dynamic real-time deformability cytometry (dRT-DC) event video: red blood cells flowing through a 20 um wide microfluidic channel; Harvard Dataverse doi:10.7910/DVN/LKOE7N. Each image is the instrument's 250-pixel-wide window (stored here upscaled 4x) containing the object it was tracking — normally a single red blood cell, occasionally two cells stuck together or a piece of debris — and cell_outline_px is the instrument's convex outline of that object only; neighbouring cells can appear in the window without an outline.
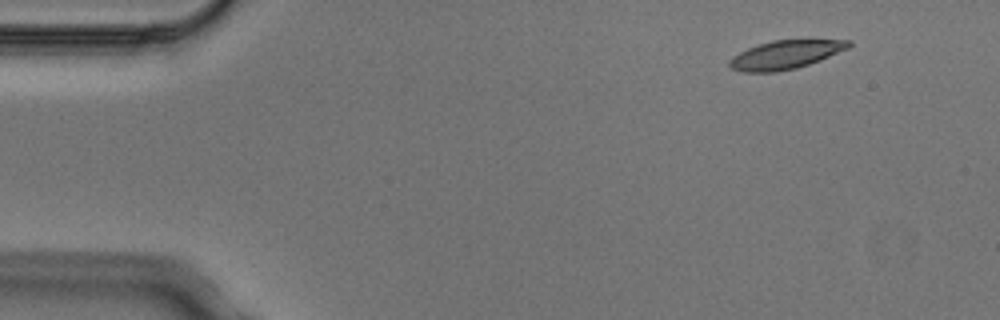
{"species": "Egyptian fruit bat (a non-hibernating species)", "species_latin": "Rousettus aegyptiacus", "temperature_condition": "cold", "stored_images_in_passage": 6, "camera_frame_rate_fps": 3000, "um_per_image_px": 0.085, "animal": {"sex": "male"}, "frame": {"image": 1, "passage_image": 1, "time_ms": 0.0, "image_size_px": [1000, 320], "cell_outline_px": [[852, 44], [848, 48], [820, 60], [796, 68], [776, 72], [744, 72], [732, 68], [728, 64], [728, 60], [732, 56], [748, 48], [772, 40], [852, 40]], "centroid_in_image_um": [66.75, 4.65], "position_along_channel_um": 18.3, "area_um2": 19.65}}
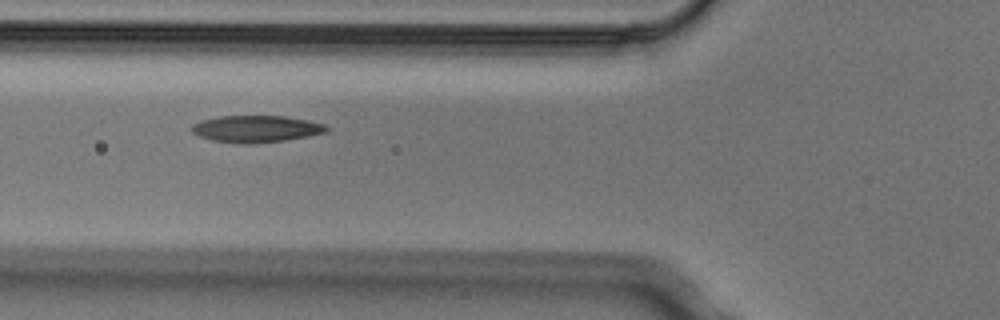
{"frame": {"image": 2, "passage_image": 5, "time_ms": 1.333, "image_size_px": [1000, 320], "cell_outline_px": [[328, 132], [308, 136], [284, 140], [252, 144], [240, 144], [212, 140], [200, 136], [192, 132], [188, 128], [192, 124], [200, 120], [220, 116], [284, 116], [308, 120], [324, 124], [328, 128]], "centroid_in_image_um": [21.73, 10.95], "position_along_channel_um": 104.1, "area_um2": 21.21}}
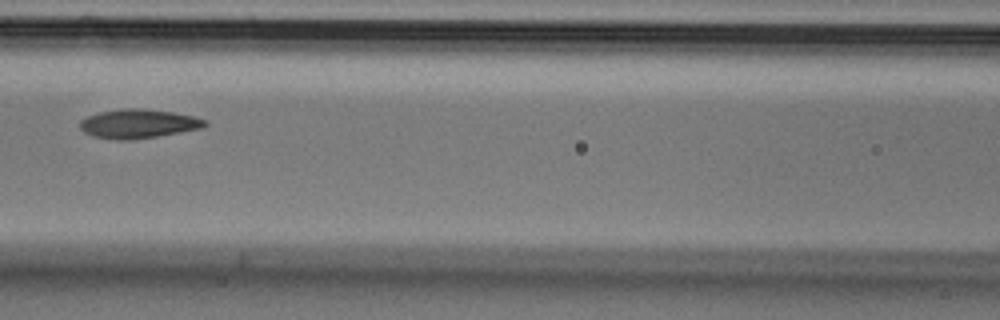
{"frame": {"image": 3, "passage_image": 6, "time_ms": 1.667, "image_size_px": [1000, 320], "cell_outline_px": [[208, 124], [204, 128], [132, 140], [116, 140], [92, 136], [84, 132], [80, 128], [80, 120], [88, 116], [100, 112], [120, 108], [140, 108], [172, 112], [192, 116], [208, 120]], "centroid_in_image_um": [11.76, 10.52], "position_along_channel_um": 154.8, "area_um2": 21.21}}